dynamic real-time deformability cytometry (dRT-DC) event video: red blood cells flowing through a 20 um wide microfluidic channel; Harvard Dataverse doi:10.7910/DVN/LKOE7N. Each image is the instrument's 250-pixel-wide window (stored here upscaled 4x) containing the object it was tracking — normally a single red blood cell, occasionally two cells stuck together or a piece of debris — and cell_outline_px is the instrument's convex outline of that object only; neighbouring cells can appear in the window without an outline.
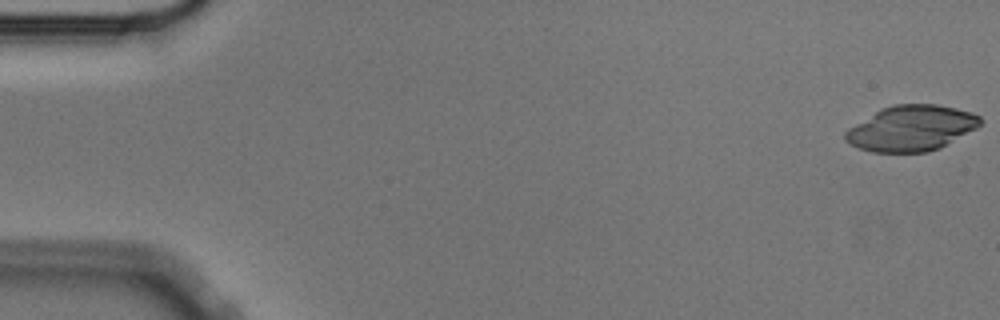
{"species": "Egyptian fruit bat (a non-hibernating species)", "species_latin": "Rousettus aegyptiacus", "temperature_condition": "cold", "stored_images_in_passage": 20, "camera_frame_rate_fps": 3000, "um_per_image_px": 0.085, "animal": {"sex": "male"}, "frame": {"image": 1, "passage_image": 1, "time_ms": 0.0, "image_size_px": [1000, 320], "cell_outline_px": [[984, 120], [976, 128], [940, 148], [928, 152], [872, 152], [860, 148], [844, 140], [844, 132], [848, 128], [880, 108], [896, 104], [936, 104], [956, 108], [972, 112], [980, 116]], "centroid_in_image_um": [77.46, 10.89], "position_along_channel_um": 7.5, "area_um2": 35.84}}